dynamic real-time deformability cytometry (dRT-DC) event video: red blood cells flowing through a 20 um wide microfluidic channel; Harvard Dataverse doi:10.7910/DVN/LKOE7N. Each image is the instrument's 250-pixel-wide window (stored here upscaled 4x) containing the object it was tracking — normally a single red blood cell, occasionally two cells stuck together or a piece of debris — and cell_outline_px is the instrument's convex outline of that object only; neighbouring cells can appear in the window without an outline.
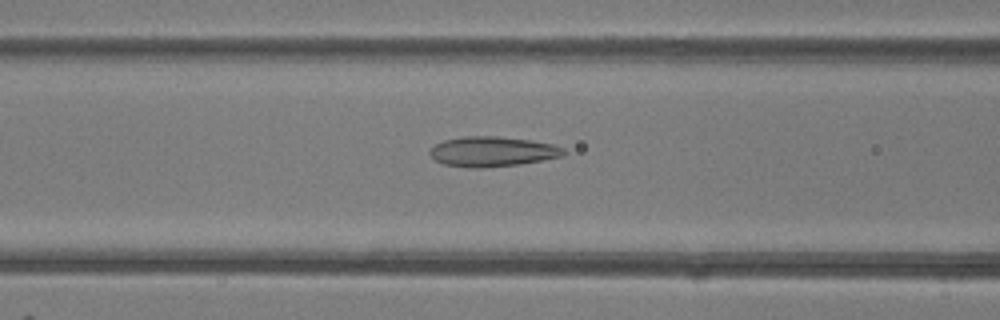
{"species": "common noctule bat (a hibernating species)", "species_latin": "Nyctalus noctula", "temperature_condition": "room temperature", "stored_images_in_passage": 49, "camera_frame_rate_fps": 3000, "um_per_image_px": 0.085, "animal": {"sex": "female"}, "frame": {"image": 1, "passage_image": 20, "time_ms": 6.333, "image_size_px": [1000, 320], "cell_outline_px": [[568, 152], [564, 156], [520, 164], [484, 168], [468, 168], [444, 164], [436, 160], [428, 152], [436, 144], [444, 140], [464, 136], [496, 136], [528, 140], [552, 144], [564, 148]], "centroid_in_image_um": [41.87, 12.89], "position_along_channel_um": 124.7, "area_um2": 23.41}}
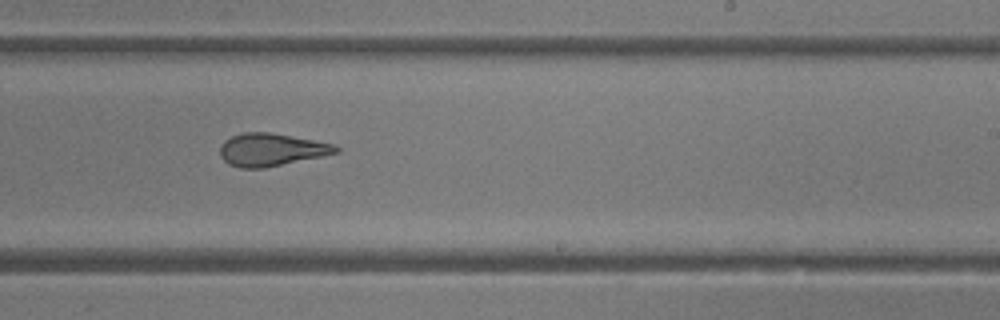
{"frame": {"image": 2, "passage_image": 30, "time_ms": 9.667, "image_size_px": [1000, 320], "cell_outline_px": [[340, 152], [264, 168], [240, 168], [228, 164], [220, 156], [220, 144], [224, 140], [232, 136], [244, 132], [268, 132], [292, 136], [336, 144], [340, 148]], "centroid_in_image_um": [23.05, 12.72], "position_along_channel_um": 266.0, "area_um2": 22.08}}
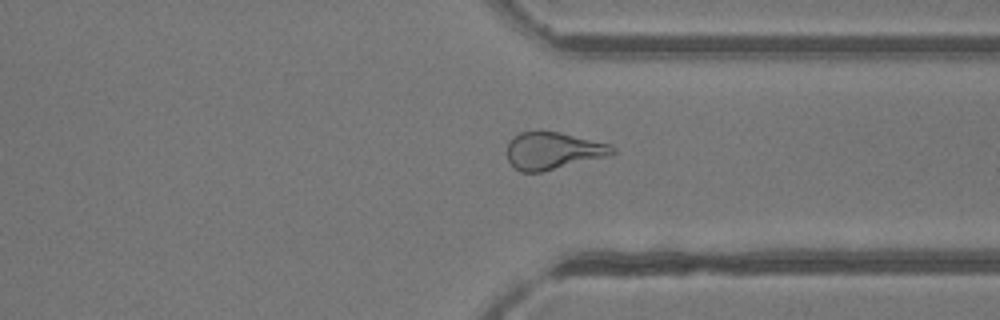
{"frame": {"image": 3, "passage_image": 37, "time_ms": 12.0, "image_size_px": [1000, 320], "cell_outline_px": [[616, 152], [608, 156], [540, 172], [520, 172], [512, 168], [508, 160], [508, 140], [512, 136], [520, 132], [560, 132], [612, 144], [616, 148]], "centroid_in_image_um": [47.01, 12.81], "position_along_channel_um": 364.4, "area_um2": 22.95}, "authors_computed_cell_mechanics": {"area_um2": 24.6228, "velocity_mm_per_s": 4.2405, "shape_relaxation_time_tau1_ms": null, "shape_relaxation_time_tau2_ms": 1.9285, "deformation_change_tau1": null, "deformation_change_tau2": 0.0951}}